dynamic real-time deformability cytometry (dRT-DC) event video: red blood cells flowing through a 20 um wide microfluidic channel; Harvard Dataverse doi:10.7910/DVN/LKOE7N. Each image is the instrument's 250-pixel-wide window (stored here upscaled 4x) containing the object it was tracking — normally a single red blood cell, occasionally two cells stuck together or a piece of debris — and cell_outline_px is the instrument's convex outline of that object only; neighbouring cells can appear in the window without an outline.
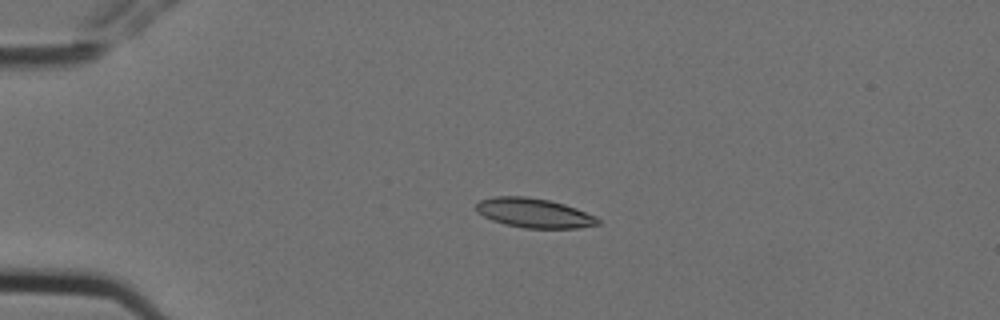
{"species": "Egyptian fruit bat (a non-hibernating species)", "species_latin": "Rousettus aegyptiacus", "temperature_condition": "cold", "stored_images_in_passage": 5, "camera_frame_rate_fps": 3000, "um_per_image_px": 0.085, "animal": {"sex": "female"}, "frame": {"image": 1, "passage_image": 4, "time_ms": 1.0, "image_size_px": [1000, 320], "cell_outline_px": [[600, 224], [580, 228], [524, 228], [504, 224], [492, 220], [476, 212], [476, 204], [480, 200], [496, 196], [528, 196], [548, 200], [564, 204], [576, 208], [596, 216], [600, 220]], "centroid_in_image_um": [45.4, 18.1], "position_along_channel_um": 39.6, "area_um2": 20.98}}